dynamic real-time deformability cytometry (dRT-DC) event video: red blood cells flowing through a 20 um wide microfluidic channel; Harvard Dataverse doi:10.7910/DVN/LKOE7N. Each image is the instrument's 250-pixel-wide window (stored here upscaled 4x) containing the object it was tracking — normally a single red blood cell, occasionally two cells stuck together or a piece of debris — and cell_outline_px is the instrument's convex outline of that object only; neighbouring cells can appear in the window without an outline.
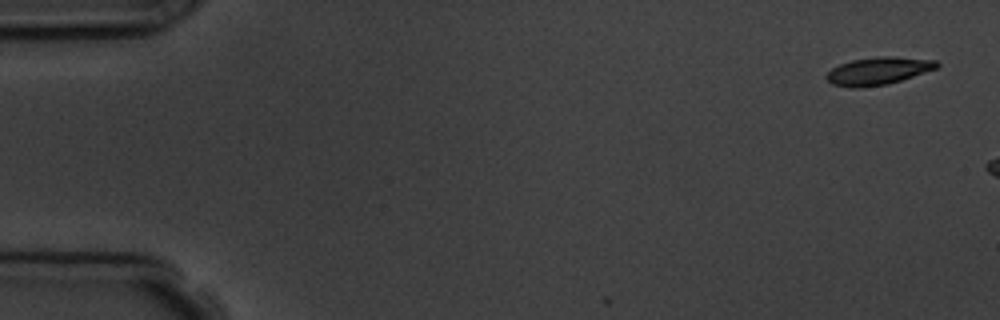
{"species": "common noctule bat (a hibernating species)", "species_latin": "Nyctalus noctula", "temperature_condition": "room temperature", "stored_images_in_passage": 3, "camera_frame_rate_fps": 3000, "um_per_image_px": 0.085, "animal": {"sex": "male", "body_mass_g": 19.5, "forearm_length_mm": 54.6}, "frame": {"image": 1, "passage_image": 1, "time_ms": 0.0, "image_size_px": [1000, 320], "cell_outline_px": [[940, 64], [936, 68], [888, 84], [860, 88], [852, 88], [832, 84], [824, 76], [832, 68], [840, 64], [852, 60], [880, 56], [892, 56], [936, 60]], "centroid_in_image_um": [74.61, 6.03], "position_along_channel_um": 10.4, "area_um2": 17.63}}